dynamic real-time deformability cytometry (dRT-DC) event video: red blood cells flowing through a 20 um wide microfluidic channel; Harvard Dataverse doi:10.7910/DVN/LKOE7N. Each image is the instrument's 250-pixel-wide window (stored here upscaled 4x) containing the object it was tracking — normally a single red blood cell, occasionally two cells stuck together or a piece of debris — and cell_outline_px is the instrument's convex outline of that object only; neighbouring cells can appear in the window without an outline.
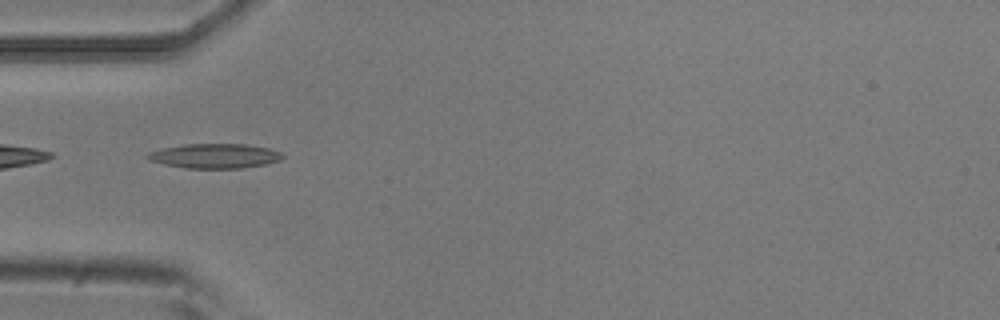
{"species": "common noctule bat (a hibernating species)", "species_latin": "Nyctalus noctula", "temperature_condition": "room temperature", "stored_images_in_passage": 3, "camera_frame_rate_fps": 3000, "um_per_image_px": 0.085, "animal": {"sex": "male", "body_mass_g": 20.5, "forearm_length_mm": 52.5}, "frame": {"image": 1, "passage_image": 3, "time_ms": 0.667, "image_size_px": [1000, 320], "cell_outline_px": [[284, 156], [280, 160], [268, 164], [240, 168], [184, 168], [164, 164], [148, 160], [144, 156], [148, 152], [164, 148], [184, 144], [244, 144], [268, 148], [280, 152]], "centroid_in_image_um": [18.23, 13.26], "position_along_channel_um": 66.8, "area_um2": 19.36}}